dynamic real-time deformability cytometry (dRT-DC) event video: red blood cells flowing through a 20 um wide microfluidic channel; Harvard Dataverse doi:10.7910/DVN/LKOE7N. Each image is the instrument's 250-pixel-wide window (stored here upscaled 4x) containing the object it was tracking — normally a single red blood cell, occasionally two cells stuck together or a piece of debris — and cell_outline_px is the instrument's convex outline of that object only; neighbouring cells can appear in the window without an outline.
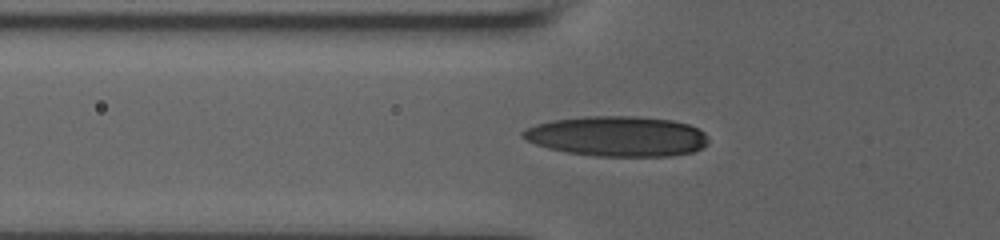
{"species": "human", "species_latin": "Homo sapiens", "temperature_condition": "room temperature", "stored_images_in_passage": 36, "camera_frame_rate_fps": 3000, "um_per_image_px": 0.085, "donor": {"sex": "male"}, "frame": {"image": 1, "passage_image": 2, "time_ms": 0.333, "image_size_px": [1000, 240], "cell_outline_px": [[708, 144], [692, 152], [672, 156], [596, 156], [568, 152], [548, 148], [536, 144], [520, 136], [520, 132], [536, 124], [552, 120], [584, 116], [636, 116], [672, 120], [688, 124], [704, 132], [708, 136]], "centroid_in_image_um": [52.48, 11.58], "position_along_channel_um": 73.3, "area_um2": 43.47}}
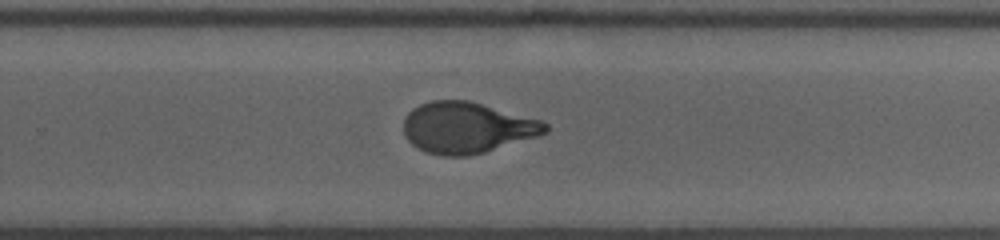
{"frame": {"image": 2, "passage_image": 19, "time_ms": 6.0, "image_size_px": [1000, 240], "cell_outline_px": [[548, 132], [536, 136], [484, 152], [468, 156], [444, 156], [428, 152], [412, 144], [404, 136], [404, 120], [408, 112], [412, 108], [420, 104], [432, 100], [468, 100], [544, 120], [548, 124]], "centroid_in_image_um": [39.7, 10.83], "position_along_channel_um": 290.1, "area_um2": 42.14}}
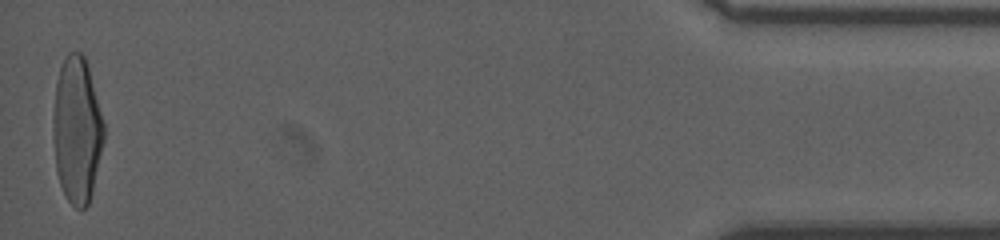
{"frame": {"image": 3, "passage_image": 36, "time_ms": 11.667, "image_size_px": [1000, 240], "cell_outline_px": [[104, 140], [92, 192], [88, 204], [84, 208], [76, 208], [68, 200], [60, 184], [56, 172], [52, 136], [52, 116], [56, 80], [60, 68], [68, 52], [80, 52], [84, 56], [88, 64], [104, 124]], "centroid_in_image_um": [6.52, 11.03], "position_along_channel_um": 428.7, "area_um2": 43.47}, "authors_computed_cell_mechanics": {"area_um2": 42.5697, "velocity_mm_per_s": 3.8537, "shape_relaxation_time_tau1_ms": 3.9556, "shape_relaxation_time_tau2_ms": 0.6273, "deformation_change_tau1": 0.2178, "deformation_change_tau2": 0.0736}}